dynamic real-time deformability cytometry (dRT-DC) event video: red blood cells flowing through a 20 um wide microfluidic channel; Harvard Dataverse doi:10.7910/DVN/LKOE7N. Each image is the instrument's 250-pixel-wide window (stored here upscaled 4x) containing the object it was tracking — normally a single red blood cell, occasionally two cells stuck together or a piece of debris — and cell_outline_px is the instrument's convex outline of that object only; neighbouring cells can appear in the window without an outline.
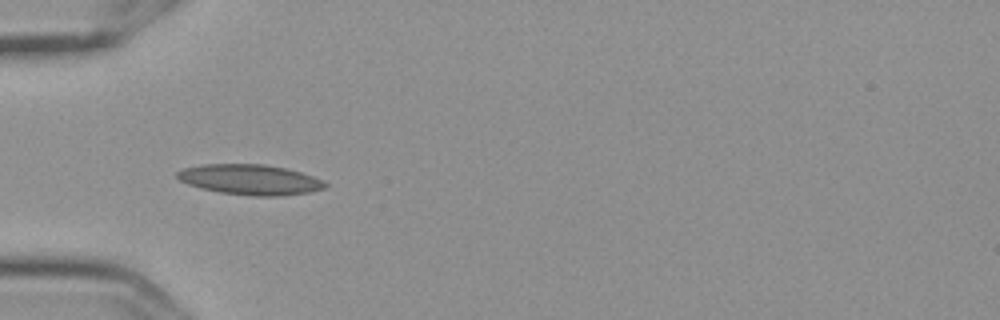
{"species": "Egyptian fruit bat (a non-hibernating species)", "species_latin": "Rousettus aegyptiacus", "temperature_condition": "cold", "stored_images_in_passage": 6, "camera_frame_rate_fps": 3000, "um_per_image_px": 0.085, "frame": {"image": 1, "passage_image": 5, "time_ms": 1.333, "image_size_px": [1000, 320], "cell_outline_px": [[328, 184], [324, 188], [308, 192], [280, 196], [252, 196], [220, 192], [200, 188], [188, 184], [180, 180], [176, 176], [176, 172], [180, 168], [204, 164], [264, 164], [284, 168], [300, 172], [312, 176]], "centroid_in_image_um": [21.2, 15.26], "position_along_channel_um": 63.8, "area_um2": 26.01}}
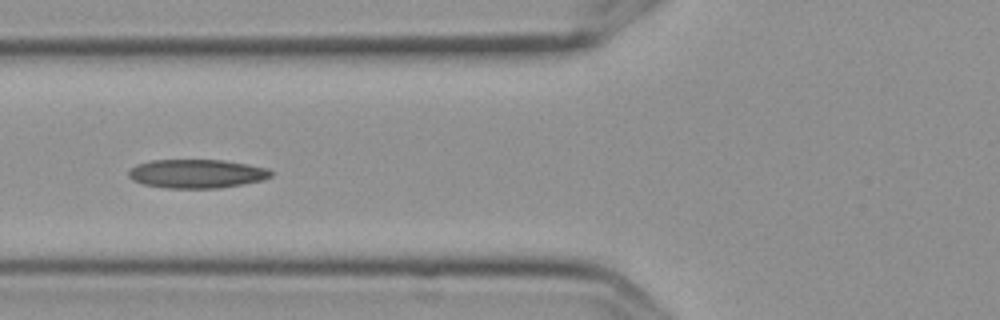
{"frame": {"image": 2, "passage_image": 6, "time_ms": 1.667, "image_size_px": [1000, 320], "cell_outline_px": [[272, 176], [260, 180], [220, 188], [168, 188], [144, 184], [132, 180], [128, 176], [128, 168], [136, 164], [152, 160], [224, 160], [248, 164], [268, 168], [272, 172]], "centroid_in_image_um": [16.68, 14.75], "position_along_channel_um": 109.1, "area_um2": 23.87}}